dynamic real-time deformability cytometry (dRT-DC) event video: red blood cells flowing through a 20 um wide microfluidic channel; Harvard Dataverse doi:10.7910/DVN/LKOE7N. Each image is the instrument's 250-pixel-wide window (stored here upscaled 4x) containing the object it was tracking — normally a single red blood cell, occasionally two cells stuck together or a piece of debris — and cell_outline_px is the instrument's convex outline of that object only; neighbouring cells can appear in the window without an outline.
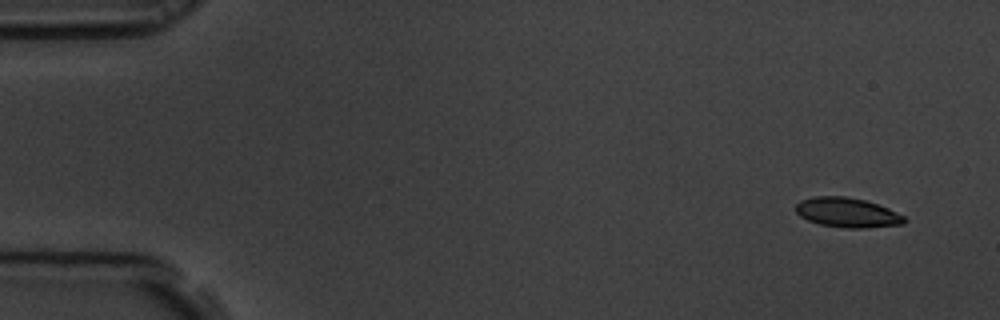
{"species": "common noctule bat (a hibernating species)", "species_latin": "Nyctalus noctula", "temperature_condition": "room temperature", "stored_images_in_passage": 5, "camera_frame_rate_fps": 3000, "um_per_image_px": 0.085, "animal": {"sex": "male", "body_mass_g": 19.5, "forearm_length_mm": 54.6}, "frame": {"image": 1, "passage_image": 1, "time_ms": 0.0, "image_size_px": [1000, 320], "cell_outline_px": [[908, 220], [904, 224], [868, 228], [848, 228], [820, 224], [808, 220], [800, 216], [796, 212], [796, 204], [800, 200], [816, 196], [844, 196], [864, 200], [888, 208], [904, 216]], "centroid_in_image_um": [72.03, 18.07], "position_along_channel_um": 13.0, "area_um2": 18.73}}
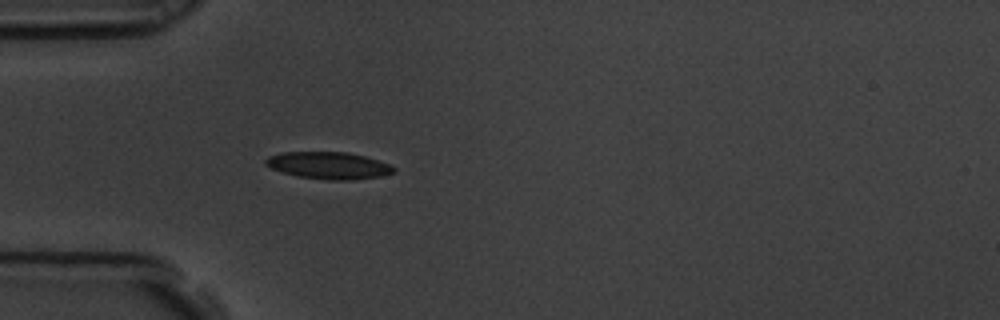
{"frame": {"image": 2, "passage_image": 5, "time_ms": 1.333, "image_size_px": [1000, 320], "cell_outline_px": [[396, 172], [380, 176], [352, 180], [332, 180], [296, 176], [272, 168], [264, 164], [264, 160], [268, 156], [280, 152], [348, 152], [364, 156], [392, 164], [396, 168]], "centroid_in_image_um": [27.96, 14.06], "position_along_channel_um": 57.0, "area_um2": 20.29}}